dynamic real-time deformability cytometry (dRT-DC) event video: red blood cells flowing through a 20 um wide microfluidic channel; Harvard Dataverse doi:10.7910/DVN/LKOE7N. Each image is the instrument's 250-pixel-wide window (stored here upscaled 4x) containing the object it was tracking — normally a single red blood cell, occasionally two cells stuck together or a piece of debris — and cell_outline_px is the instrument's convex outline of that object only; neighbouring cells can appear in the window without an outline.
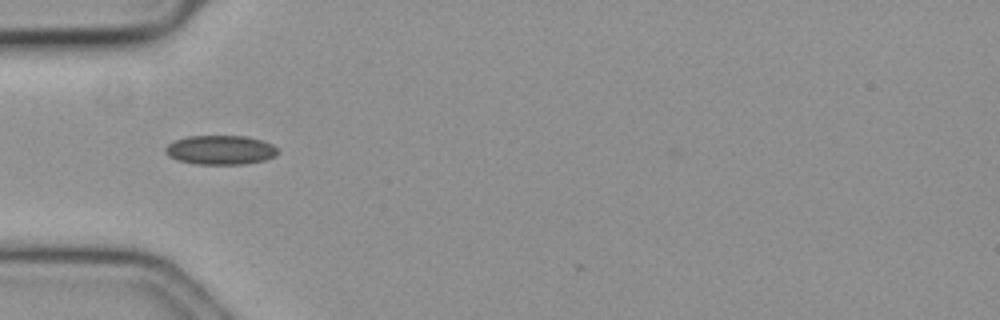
{"species": "common noctule bat (a hibernating species)", "species_latin": "Nyctalus noctula", "temperature_condition": "cold", "stored_images_in_passage": 4, "camera_frame_rate_fps": 3000, "um_per_image_px": 0.085, "animal": {"sex": "female", "body_mass_g": 19.3, "forearm_length_mm": 54.1}, "frame": {"image": 1, "passage_image": 1, "time_ms": 0.0, "image_size_px": [1000, 320], "cell_outline_px": [[280, 152], [276, 156], [264, 160], [248, 164], [196, 164], [176, 160], [168, 156], [164, 152], [164, 148], [168, 144], [176, 140], [188, 136], [244, 136], [260, 140], [272, 144]], "centroid_in_image_um": [18.73, 12.76], "position_along_channel_um": 66.3, "area_um2": 19.25}}